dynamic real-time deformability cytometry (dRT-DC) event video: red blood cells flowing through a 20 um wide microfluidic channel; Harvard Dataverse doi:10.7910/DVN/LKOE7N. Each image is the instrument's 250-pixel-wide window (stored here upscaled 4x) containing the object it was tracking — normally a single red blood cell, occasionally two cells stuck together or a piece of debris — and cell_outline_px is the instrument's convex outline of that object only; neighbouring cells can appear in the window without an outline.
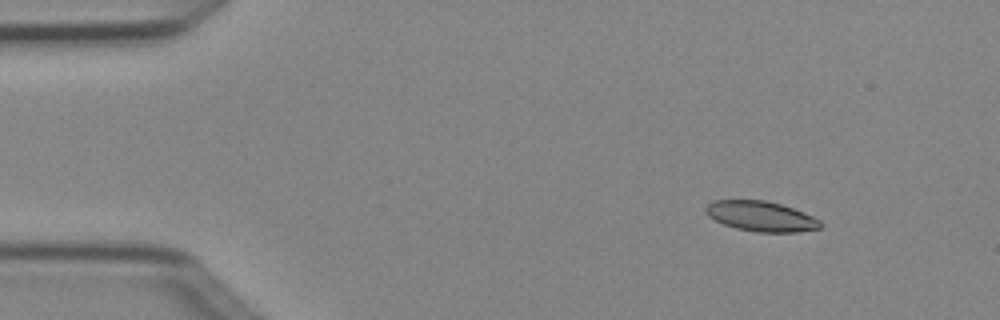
{"species": "Egyptian fruit bat (a non-hibernating species)", "species_latin": "Rousettus aegyptiacus", "temperature_condition": "cold", "stored_images_in_passage": 4, "camera_frame_rate_fps": 3000, "um_per_image_px": 0.085, "animal": {"sex": "female"}, "frame": {"image": 1, "passage_image": 1, "time_ms": 0.0, "image_size_px": [1000, 320], "cell_outline_px": [[824, 224], [820, 228], [796, 232], [756, 232], [736, 228], [724, 224], [708, 216], [704, 212], [704, 208], [712, 200], [764, 200], [780, 204], [804, 212], [820, 220]], "centroid_in_image_um": [64.68, 18.38], "position_along_channel_um": 20.3, "area_um2": 20.17}}